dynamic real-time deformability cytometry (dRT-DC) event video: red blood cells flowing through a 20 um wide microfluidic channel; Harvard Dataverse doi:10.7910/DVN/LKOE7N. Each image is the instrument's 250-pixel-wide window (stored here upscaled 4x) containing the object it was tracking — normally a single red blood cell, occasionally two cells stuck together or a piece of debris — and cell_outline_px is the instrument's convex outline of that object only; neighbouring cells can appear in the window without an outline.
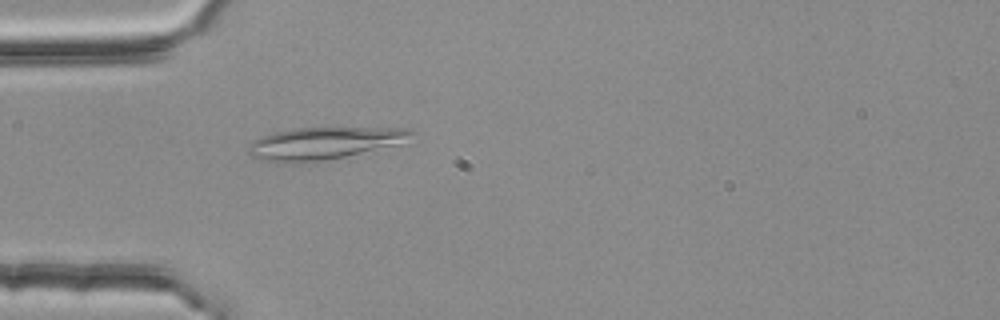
{"species": "common noctule bat (a hibernating species)", "species_latin": "Nyctalus noctula", "temperature_condition": "room temperature", "stored_images_in_passage": 3, "camera_frame_rate_fps": 3000, "um_per_image_px": 0.085, "animal": {"sex": "female", "body_mass_g": 25.1}, "frame": {"image": 1, "passage_image": 3, "time_ms": 0.667, "image_size_px": [1000, 320], "cell_outline_px": [[416, 144], [320, 160], [292, 164], [280, 164], [264, 160], [252, 156], [248, 152], [248, 148], [252, 140], [260, 136], [276, 132], [296, 128], [408, 128], [416, 132]], "centroid_in_image_um": [27.76, 12.18], "position_along_channel_um": 57.2, "area_um2": 31.79}}